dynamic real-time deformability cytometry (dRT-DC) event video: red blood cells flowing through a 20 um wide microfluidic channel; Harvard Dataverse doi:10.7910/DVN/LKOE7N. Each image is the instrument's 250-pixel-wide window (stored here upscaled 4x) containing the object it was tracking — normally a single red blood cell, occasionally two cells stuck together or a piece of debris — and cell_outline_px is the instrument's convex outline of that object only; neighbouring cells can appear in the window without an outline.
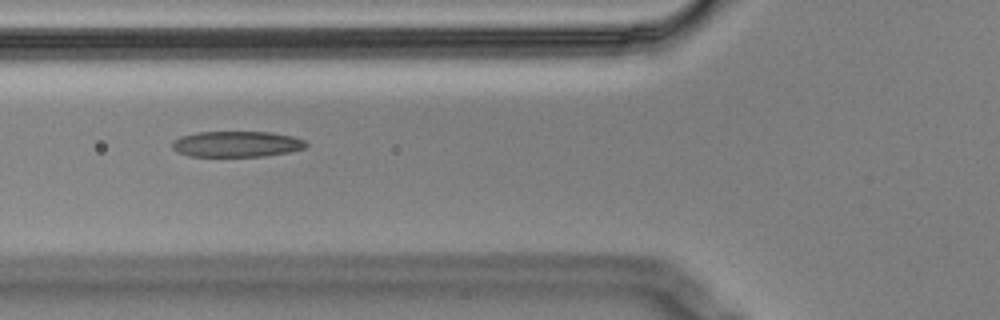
{"species": "Egyptian fruit bat (a non-hibernating species)", "species_latin": "Rousettus aegyptiacus", "temperature_condition": "cold", "stored_images_in_passage": 14, "camera_frame_rate_fps": 3000, "um_per_image_px": 0.085, "animal": {"sex": "male"}, "frame": {"image": 1, "passage_image": 5, "time_ms": 1.333, "image_size_px": [1000, 320], "cell_outline_px": [[308, 144], [304, 148], [288, 152], [264, 156], [188, 156], [176, 152], [172, 148], [172, 140], [180, 136], [196, 132], [272, 132], [292, 136], [304, 140]], "centroid_in_image_um": [20.07, 12.24], "position_along_channel_um": 105.7, "area_um2": 20.23}}
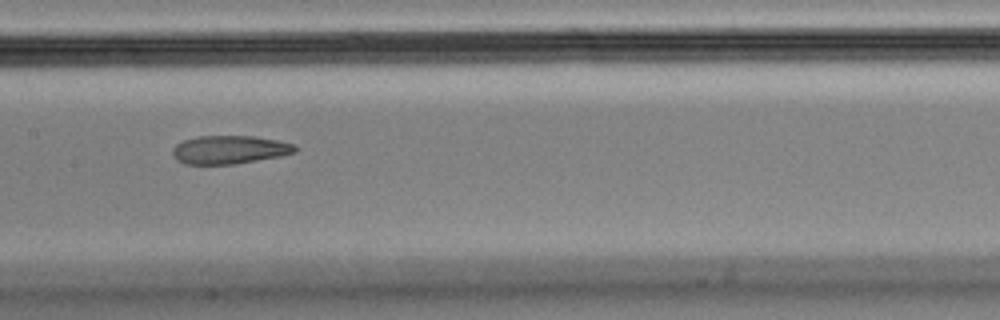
{"frame": {"image": 2, "passage_image": 7, "time_ms": 2.0, "image_size_px": [1000, 320], "cell_outline_px": [[296, 152], [280, 156], [232, 164], [184, 164], [176, 160], [172, 152], [172, 148], [176, 144], [184, 140], [196, 136], [256, 136], [276, 140], [292, 144], [296, 148]], "centroid_in_image_um": [19.45, 12.72], "position_along_channel_um": 187.9, "area_um2": 20.11}}
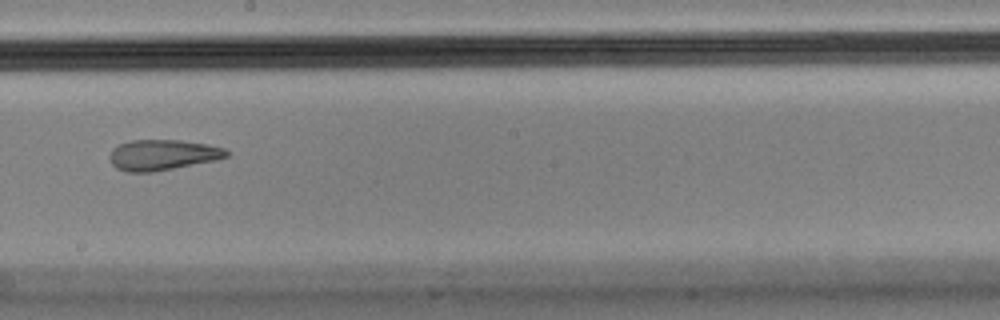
{"frame": {"image": 3, "passage_image": 8, "time_ms": 2.333, "image_size_px": [1000, 320], "cell_outline_px": [[232, 152], [228, 156], [216, 160], [152, 172], [128, 172], [116, 168], [108, 160], [108, 156], [112, 148], [128, 140], [180, 140], [208, 144], [224, 148]], "centroid_in_image_um": [13.8, 13.16], "position_along_channel_um": 234.4, "area_um2": 21.04}}